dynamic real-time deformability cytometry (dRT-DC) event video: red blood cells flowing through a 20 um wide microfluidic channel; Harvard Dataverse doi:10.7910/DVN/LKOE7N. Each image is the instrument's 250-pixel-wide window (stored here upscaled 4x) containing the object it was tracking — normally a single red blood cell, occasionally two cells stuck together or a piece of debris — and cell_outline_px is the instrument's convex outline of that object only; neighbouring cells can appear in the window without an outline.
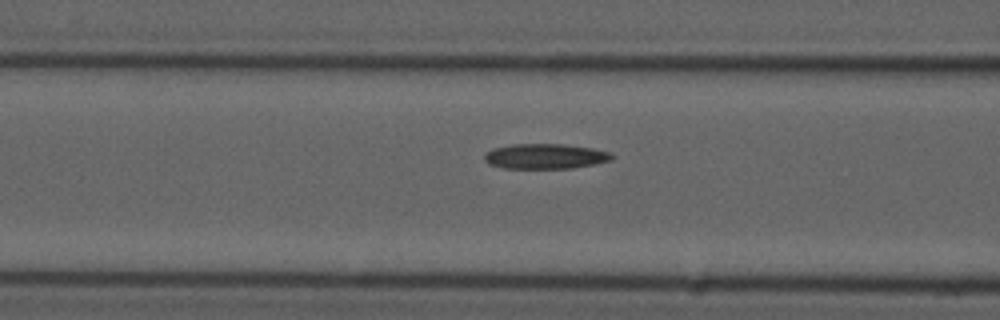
{"species": "common noctule bat (a hibernating species)", "species_latin": "Nyctalus noctula", "temperature_condition": "cold", "stored_images_in_passage": 5, "segment_of_instrument_passage": [2, 2], "camera_frame_rate_fps": 3000, "um_per_image_px": 0.085, "animal": {"sex": "male", "forearm_length_mm": 52.5}, "frame": {"image": 1, "passage_image": 5, "time_ms": 6.0, "image_size_px": [1000, 320], "cell_outline_px": [[616, 156], [612, 160], [596, 164], [572, 168], [504, 168], [488, 164], [484, 160], [484, 156], [492, 148], [512, 144], [564, 144], [592, 148], [612, 152]], "centroid_in_image_um": [46.39, 13.28], "position_along_channel_um": 120.2, "area_um2": 18.84}}